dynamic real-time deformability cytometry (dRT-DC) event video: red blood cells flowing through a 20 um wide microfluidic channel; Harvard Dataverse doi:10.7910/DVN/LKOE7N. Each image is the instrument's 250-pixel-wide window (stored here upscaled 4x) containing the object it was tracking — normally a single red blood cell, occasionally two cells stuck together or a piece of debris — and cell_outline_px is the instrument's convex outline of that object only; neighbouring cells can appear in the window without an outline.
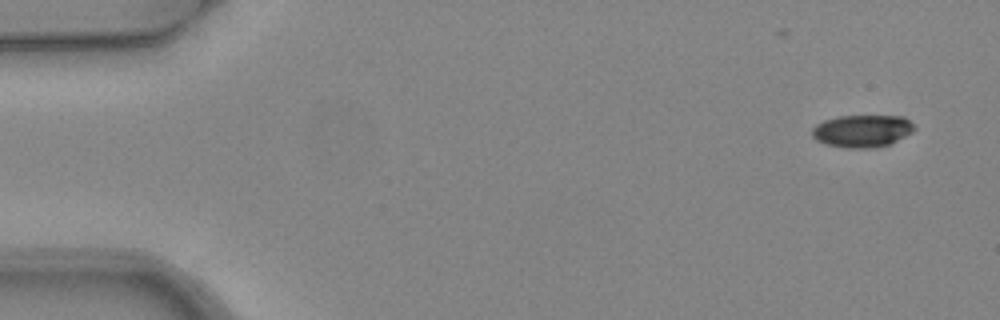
{"species": "common noctule bat (a hibernating species)", "species_latin": "Nyctalus noctula", "temperature_condition": "warm", "stored_images_in_passage": 5, "camera_frame_rate_fps": 3000, "um_per_image_px": 0.085, "animal": {"sex": "female", "body_mass_g": 24.6, "forearm_length_mm": 56.2}, "frame": {"image": 1, "passage_image": 1, "time_ms": 0.0, "image_size_px": [1000, 320], "cell_outline_px": [[916, 128], [912, 132], [888, 144], [872, 148], [848, 148], [824, 144], [816, 140], [812, 136], [812, 128], [816, 124], [824, 120], [840, 116], [904, 116]], "centroid_in_image_um": [73.25, 11.13], "position_along_channel_um": 11.8, "area_um2": 19.19}}
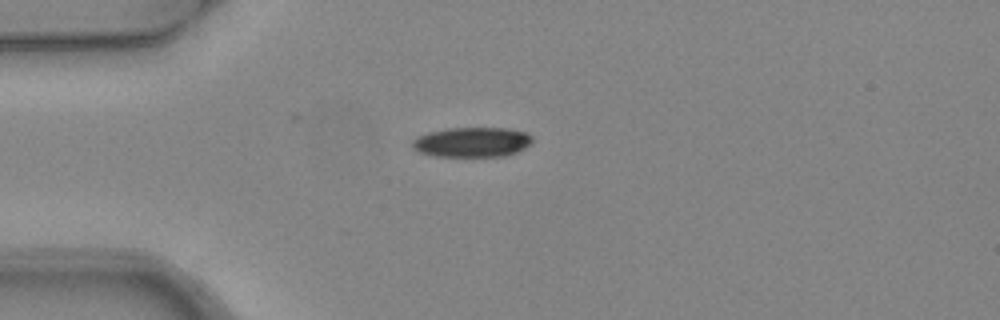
{"frame": {"image": 2, "passage_image": 4, "time_ms": 1.0, "image_size_px": [1000, 320], "cell_outline_px": [[532, 144], [516, 152], [504, 156], [436, 156], [420, 152], [412, 148], [412, 140], [416, 136], [428, 132], [448, 128], [508, 128], [524, 132], [532, 136]], "centroid_in_image_um": [40.11, 12.07], "position_along_channel_um": 44.9, "area_um2": 20.92}}
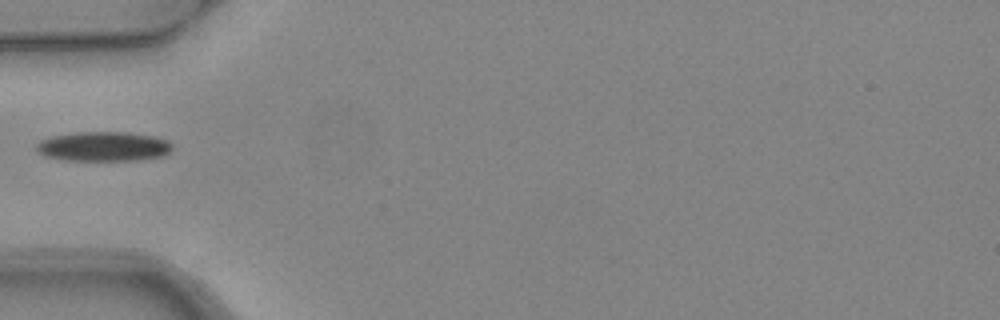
{"frame": {"image": 3, "passage_image": 5, "time_ms": 1.333, "image_size_px": [1000, 320], "cell_outline_px": [[172, 148], [164, 156], [136, 160], [68, 160], [44, 156], [36, 148], [36, 144], [40, 140], [52, 136], [76, 132], [128, 132], [152, 136], [168, 140], [172, 144]], "centroid_in_image_um": [8.8, 12.44], "position_along_channel_um": 76.2, "area_um2": 23.35}}